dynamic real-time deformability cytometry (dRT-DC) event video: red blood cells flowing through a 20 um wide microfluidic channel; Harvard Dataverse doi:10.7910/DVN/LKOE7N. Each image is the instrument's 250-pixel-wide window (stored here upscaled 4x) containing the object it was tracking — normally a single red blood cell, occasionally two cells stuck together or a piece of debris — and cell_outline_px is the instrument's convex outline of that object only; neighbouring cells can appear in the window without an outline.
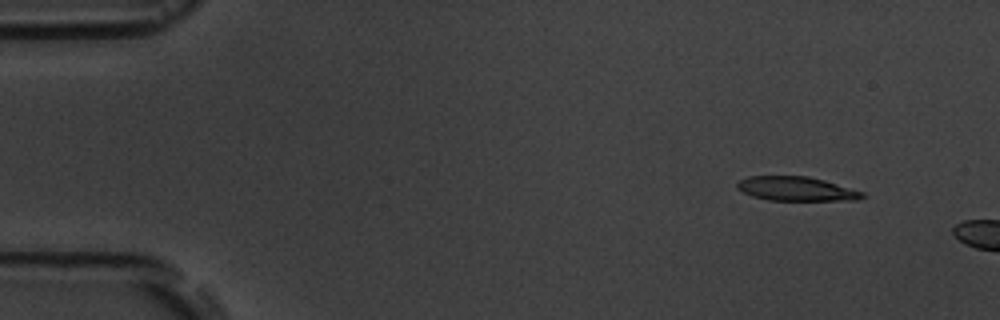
{"species": "common noctule bat (a hibernating species)", "species_latin": "Nyctalus noctula", "temperature_condition": "room temperature", "stored_images_in_passage": 3, "camera_frame_rate_fps": 3000, "um_per_image_px": 0.085, "animal": {"sex": "male", "body_mass_g": 19.5, "forearm_length_mm": 54.6}, "frame": {"image": 1, "passage_image": 2, "time_ms": 1.333, "image_size_px": [1000, 320], "cell_outline_px": [[868, 196], [856, 200], [768, 200], [752, 196], [736, 188], [736, 184], [740, 180], [748, 176], [808, 176], [824, 180], [864, 192]], "centroid_in_image_um": [67.7, 16.05], "position_along_channel_um": 17.3, "area_um2": 17.63}}